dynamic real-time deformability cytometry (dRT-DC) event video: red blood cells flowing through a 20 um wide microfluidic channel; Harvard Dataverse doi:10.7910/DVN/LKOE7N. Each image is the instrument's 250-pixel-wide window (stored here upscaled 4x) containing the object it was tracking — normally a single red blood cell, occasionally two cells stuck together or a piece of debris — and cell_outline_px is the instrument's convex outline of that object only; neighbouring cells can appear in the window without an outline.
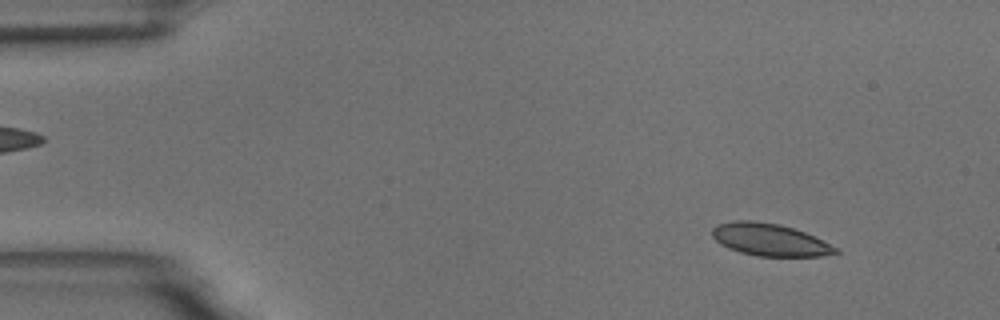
{"species": "common noctule bat (a hibernating species)", "species_latin": "Nyctalus noctula", "temperature_condition": "room temperature", "stored_images_in_passage": 56, "camera_frame_rate_fps": 3000, "um_per_image_px": 0.085, "animal": {"sex": "male", "body_mass_g": 18.8}, "frame": {"image": 1, "passage_image": 6, "time_ms": 1.667, "image_size_px": [1000, 320], "cell_outline_px": [[840, 252], [820, 256], [756, 256], [740, 252], [728, 248], [720, 244], [712, 236], [712, 228], [716, 224], [736, 220], [752, 220], [780, 224], [804, 232], [836, 248]], "centroid_in_image_um": [65.35, 20.37], "position_along_channel_um": 19.6, "area_um2": 23.0}}
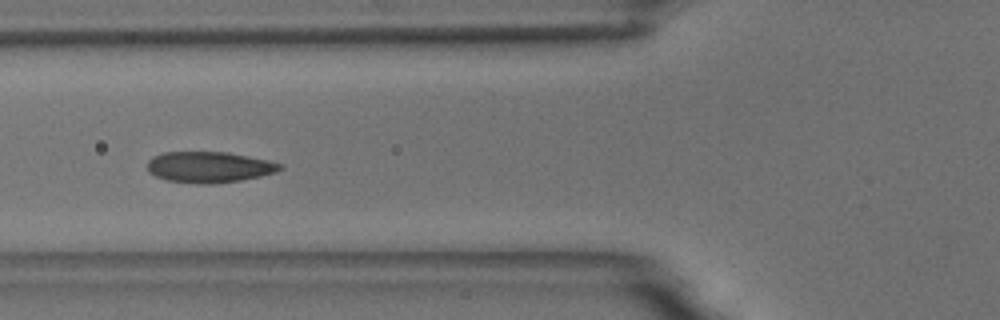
{"frame": {"image": 2, "passage_image": 21, "time_ms": 6.667, "image_size_px": [1000, 320], "cell_outline_px": [[284, 168], [276, 172], [260, 176], [240, 180], [212, 184], [196, 184], [164, 180], [148, 172], [148, 160], [152, 156], [160, 152], [228, 152], [268, 160], [280, 164]], "centroid_in_image_um": [17.74, 14.2], "position_along_channel_um": 108.1, "area_um2": 24.1}}
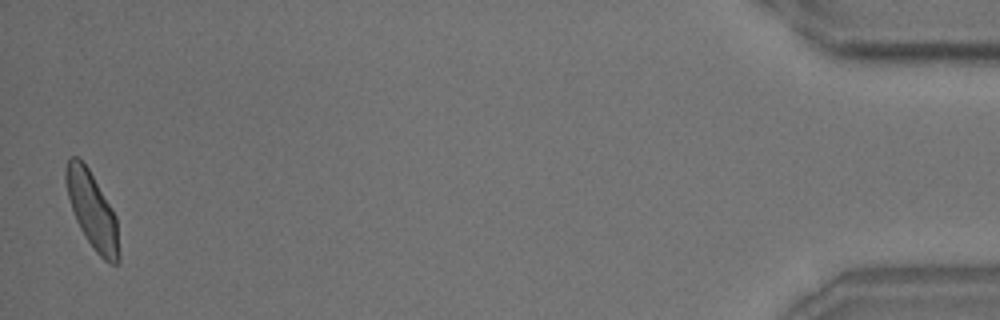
{"frame": {"image": 3, "passage_image": 55, "time_ms": 18.0, "image_size_px": [1000, 320], "cell_outline_px": [[120, 260], [116, 264], [108, 264], [96, 252], [84, 236], [76, 220], [68, 196], [64, 180], [64, 168], [68, 160], [72, 156], [76, 156], [88, 168], [112, 208], [116, 216], [120, 256]], "centroid_in_image_um": [7.84, 17.91], "position_along_channel_um": 427.4, "area_um2": 23.58}, "authors_computed_cell_mechanics": {"area_um2": 23.5535, "velocity_mm_per_s": 3.6073, "shape_relaxation_time_tau1_ms": 2.898, "shape_relaxation_time_tau2_ms": 0.8788, "deformation_change_tau1": 0.1135, "deformation_change_tau2": 0.0475}}